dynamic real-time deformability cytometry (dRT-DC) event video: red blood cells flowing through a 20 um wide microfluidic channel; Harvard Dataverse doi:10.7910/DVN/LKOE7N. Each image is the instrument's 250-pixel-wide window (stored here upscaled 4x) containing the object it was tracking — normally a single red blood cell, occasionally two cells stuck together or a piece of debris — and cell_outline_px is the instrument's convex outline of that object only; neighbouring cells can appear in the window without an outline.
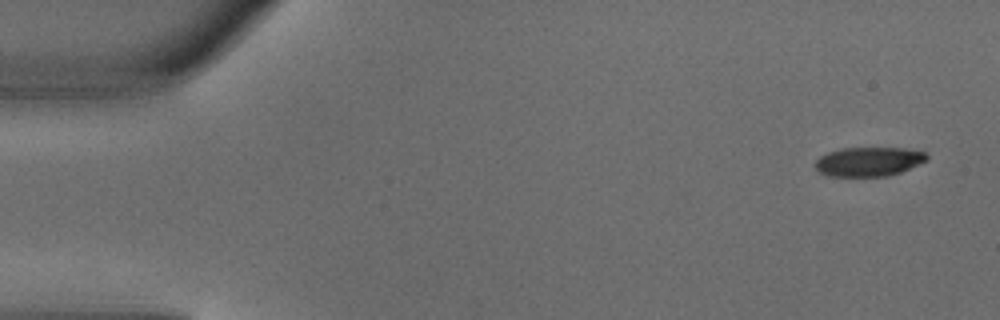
{"species": "common noctule bat (a hibernating species)", "species_latin": "Nyctalus noctula", "temperature_condition": "warm", "stored_images_in_passage": 4, "camera_frame_rate_fps": 3000, "um_per_image_px": 0.085, "animal": {"sex": "male", "body_mass_g": 18.8}, "frame": {"image": 1, "passage_image": 1, "time_ms": 0.0, "image_size_px": [1000, 320], "cell_outline_px": [[928, 160], [900, 172], [888, 176], [828, 176], [820, 172], [816, 168], [816, 160], [820, 156], [828, 152], [840, 148], [904, 148], [924, 152], [928, 156]], "centroid_in_image_um": [73.84, 13.73], "position_along_channel_um": 11.2, "area_um2": 18.9}}
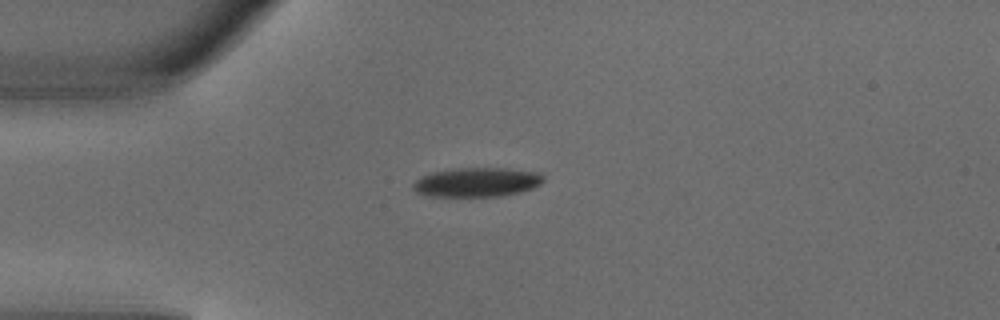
{"frame": {"image": 2, "passage_image": 4, "time_ms": 1.0, "image_size_px": [1000, 320], "cell_outline_px": [[544, 180], [540, 184], [532, 188], [520, 192], [500, 196], [424, 196], [416, 192], [412, 188], [412, 184], [420, 176], [432, 172], [456, 168], [504, 168], [540, 172], [544, 176]], "centroid_in_image_um": [40.51, 15.48], "position_along_channel_um": 44.5, "area_um2": 22.37}}